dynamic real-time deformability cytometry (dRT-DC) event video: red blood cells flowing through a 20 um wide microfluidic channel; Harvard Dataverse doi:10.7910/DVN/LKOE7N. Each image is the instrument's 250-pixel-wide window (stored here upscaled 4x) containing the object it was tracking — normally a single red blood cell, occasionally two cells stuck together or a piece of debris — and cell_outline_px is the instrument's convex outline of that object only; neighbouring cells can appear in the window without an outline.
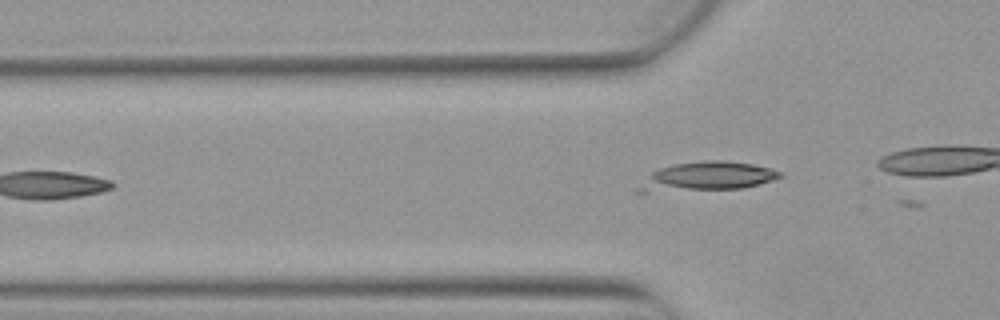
{"species": "Egyptian fruit bat (a non-hibernating species)", "species_latin": "Rousettus aegyptiacus", "temperature_condition": "warm", "stored_images_in_passage": 3, "camera_frame_rate_fps": 3000, "um_per_image_px": 0.085, "animal": {"sex": "female"}, "frame": {"image": 1, "passage_image": 3, "time_ms": 0.667, "image_size_px": [1000, 320], "cell_outline_px": [[784, 176], [772, 180], [740, 188], [648, 192], [632, 192], [652, 172], [660, 168], [676, 164], [704, 160], [724, 160], [752, 164], [768, 168], [780, 172]], "centroid_in_image_um": [60.05, 15.0], "position_along_channel_um": 65.8, "area_um2": 23.52}}